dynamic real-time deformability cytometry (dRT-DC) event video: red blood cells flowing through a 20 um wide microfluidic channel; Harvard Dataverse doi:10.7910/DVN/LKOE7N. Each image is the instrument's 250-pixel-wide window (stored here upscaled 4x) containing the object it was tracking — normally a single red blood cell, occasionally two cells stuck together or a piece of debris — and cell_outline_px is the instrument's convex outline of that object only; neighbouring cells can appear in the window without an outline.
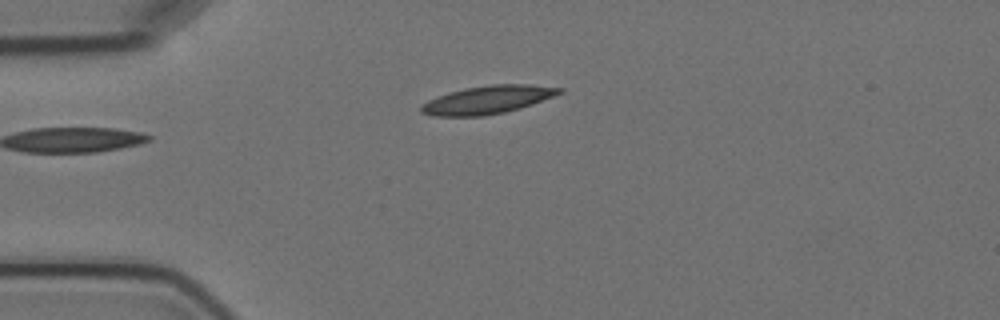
{"species": "Egyptian fruit bat (a non-hibernating species)", "species_latin": "Rousettus aegyptiacus", "temperature_condition": "cold", "stored_images_in_passage": 4, "camera_frame_rate_fps": 3000, "um_per_image_px": 0.085, "animal": {"sex": "female"}, "frame": {"image": 1, "passage_image": 4, "time_ms": 4.333, "image_size_px": [1000, 320], "cell_outline_px": [[564, 92], [532, 104], [520, 108], [504, 112], [484, 116], [432, 116], [420, 112], [420, 104], [436, 96], [448, 92], [464, 88], [492, 84], [528, 84], [564, 88]], "centroid_in_image_um": [41.41, 8.48], "position_along_channel_um": 43.6, "area_um2": 22.77}}